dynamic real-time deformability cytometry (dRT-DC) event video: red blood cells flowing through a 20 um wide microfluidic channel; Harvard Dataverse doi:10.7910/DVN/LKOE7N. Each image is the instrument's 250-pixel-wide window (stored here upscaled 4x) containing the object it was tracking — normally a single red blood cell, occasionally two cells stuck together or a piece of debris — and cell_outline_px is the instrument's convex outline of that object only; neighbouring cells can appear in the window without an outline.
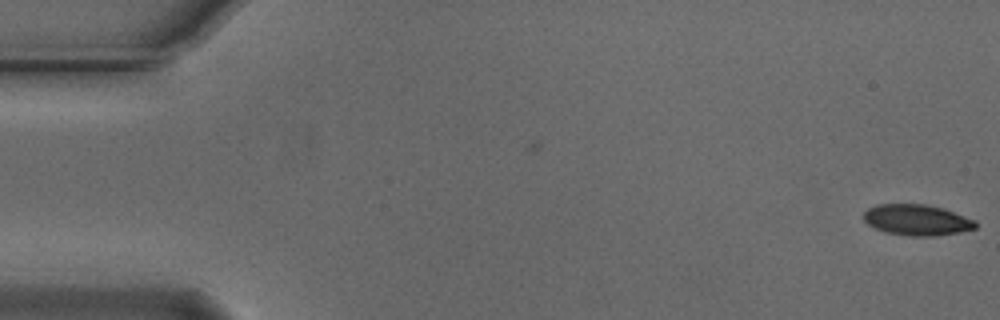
{"species": "Egyptian fruit bat (a non-hibernating species)", "species_latin": "Rousettus aegyptiacus", "temperature_condition": "cold", "stored_images_in_passage": 14, "camera_frame_rate_fps": 3000, "um_per_image_px": 0.085, "animal": {"sex": "male"}, "frame": {"image": 1, "passage_image": 1, "time_ms": 0.0, "image_size_px": [1000, 320], "cell_outline_px": [[976, 228], [960, 232], [936, 236], [908, 236], [884, 232], [868, 224], [864, 220], [864, 212], [868, 208], [876, 204], [924, 204], [944, 208], [976, 220]], "centroid_in_image_um": [77.94, 18.69], "position_along_channel_um": 7.1, "area_um2": 20.29}}
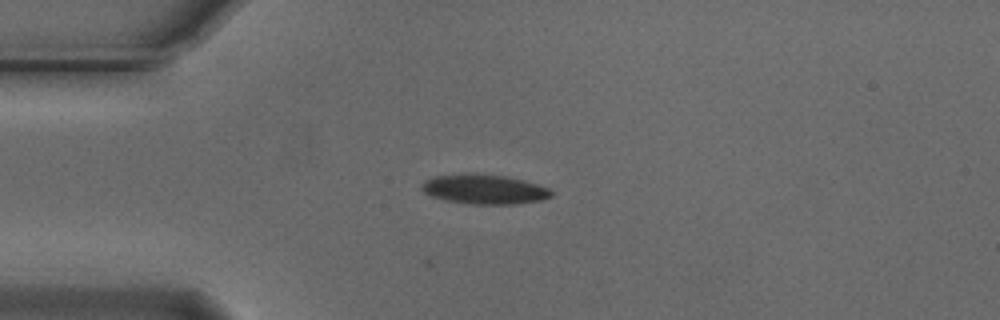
{"frame": {"image": 2, "passage_image": 14, "time_ms": 4.333, "image_size_px": [1000, 320], "cell_outline_px": [[552, 196], [540, 200], [516, 204], [468, 204], [444, 200], [432, 196], [424, 192], [420, 188], [424, 180], [436, 176], [468, 172], [476, 172], [504, 176], [524, 180], [548, 188], [552, 192]], "centroid_in_image_um": [41.12, 16.07], "position_along_channel_um": 43.9, "area_um2": 22.6}}